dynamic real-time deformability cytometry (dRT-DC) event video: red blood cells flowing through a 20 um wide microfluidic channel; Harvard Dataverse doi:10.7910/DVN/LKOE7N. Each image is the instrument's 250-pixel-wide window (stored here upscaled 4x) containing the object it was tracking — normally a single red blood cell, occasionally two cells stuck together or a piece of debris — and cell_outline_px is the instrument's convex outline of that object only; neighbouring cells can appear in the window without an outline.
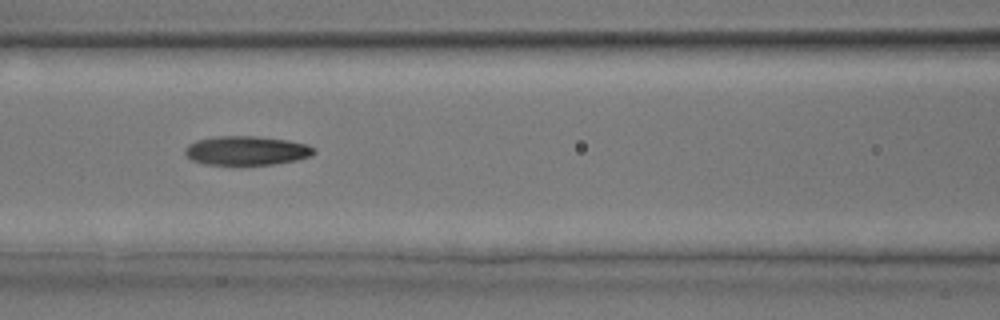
{"species": "common noctule bat (a hibernating species)", "species_latin": "Nyctalus noctula", "temperature_condition": "room temperature", "stored_images_in_passage": 28, "camera_frame_rate_fps": 3000, "um_per_image_px": 0.085, "animal": {"sex": "male", "body_mass_g": 17.9, "forearm_length_mm": 54.2}, "frame": {"image": 1, "passage_image": 6, "time_ms": 1.667, "image_size_px": [1000, 320], "cell_outline_px": [[316, 152], [308, 156], [296, 160], [272, 164], [204, 164], [192, 160], [184, 152], [184, 148], [188, 144], [196, 140], [216, 136], [256, 136], [288, 140], [308, 144], [316, 148]], "centroid_in_image_um": [20.95, 12.78], "position_along_channel_um": 145.7, "area_um2": 21.79}}
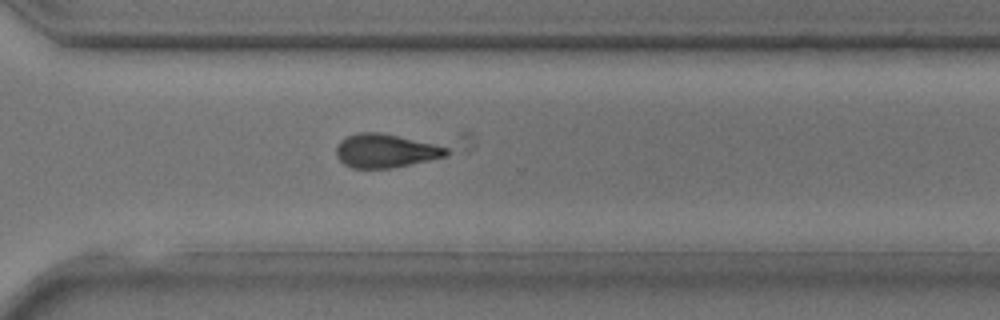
{"frame": {"image": 2, "passage_image": 17, "time_ms": 5.333, "image_size_px": [1000, 320], "cell_outline_px": [[448, 156], [392, 168], [352, 168], [344, 164], [336, 156], [336, 144], [340, 140], [348, 136], [360, 132], [380, 132], [436, 144], [448, 148]], "centroid_in_image_um": [32.75, 12.82], "position_along_channel_um": 337.8, "area_um2": 21.68}}
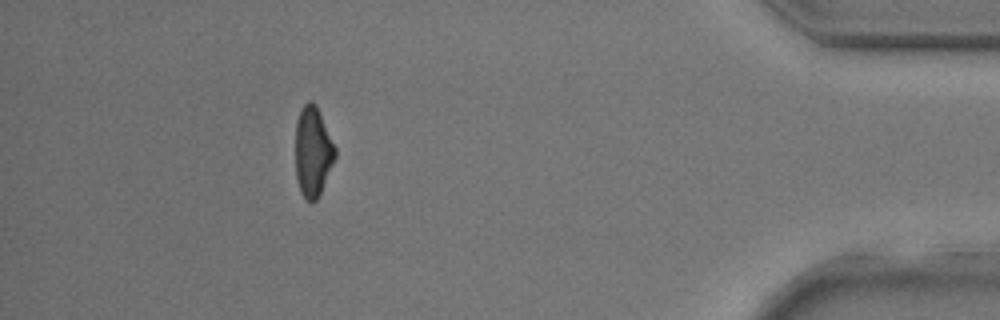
{"frame": {"image": 3, "passage_image": 24, "time_ms": 7.667, "image_size_px": [1000, 320], "cell_outline_px": [[336, 156], [320, 192], [316, 200], [312, 204], [304, 200], [300, 192], [296, 180], [296, 120], [300, 108], [308, 100], [312, 100], [316, 104], [336, 148]], "centroid_in_image_um": [26.57, 12.89], "position_along_channel_um": 408.6, "area_um2": 20.98}}